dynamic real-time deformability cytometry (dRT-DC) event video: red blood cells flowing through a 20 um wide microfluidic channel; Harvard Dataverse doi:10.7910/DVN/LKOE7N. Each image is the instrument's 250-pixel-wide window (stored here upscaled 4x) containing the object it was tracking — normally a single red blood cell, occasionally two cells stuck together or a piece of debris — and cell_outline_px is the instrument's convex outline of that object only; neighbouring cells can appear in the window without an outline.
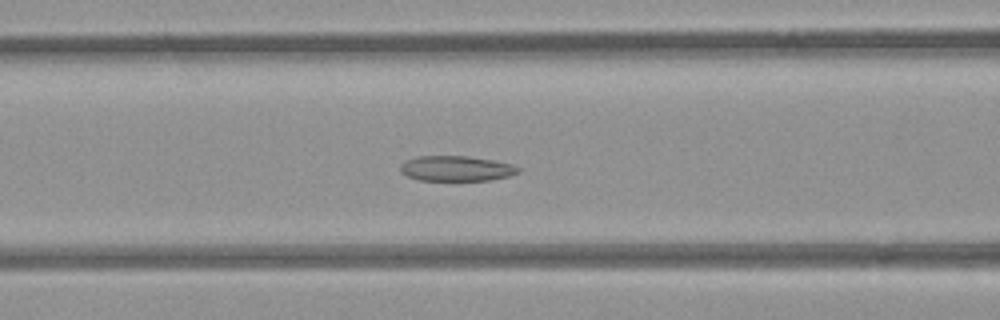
{"species": "common noctule bat (a hibernating species)", "species_latin": "Nyctalus noctula", "temperature_condition": "room temperature", "stored_images_in_passage": 52, "camera_frame_rate_fps": 3000, "um_per_image_px": 0.085, "animal": {"sex": "female", "body_mass_g": 21.9}, "frame": {"image": 1, "passage_image": 21, "time_ms": 6.667, "image_size_px": [1000, 320], "cell_outline_px": [[520, 172], [508, 176], [488, 180], [420, 180], [408, 176], [400, 172], [400, 164], [404, 160], [416, 156], [468, 156], [492, 160], [512, 164], [520, 168]], "centroid_in_image_um": [38.75, 14.31], "position_along_channel_um": 127.9, "area_um2": 17.34}}
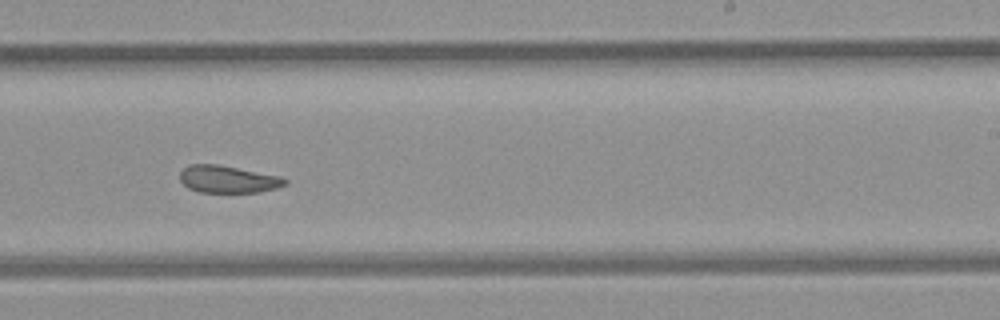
{"frame": {"image": 2, "passage_image": 32, "time_ms": 10.333, "image_size_px": [1000, 320], "cell_outline_px": [[288, 184], [276, 188], [260, 192], [200, 192], [188, 188], [180, 180], [180, 172], [188, 164], [216, 164], [280, 176], [288, 180]], "centroid_in_image_um": [19.38, 15.24], "position_along_channel_um": 269.6, "area_um2": 16.65}}
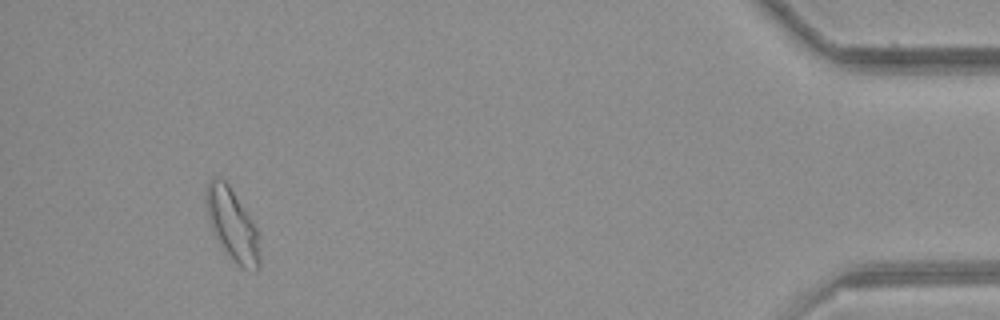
{"frame": {"image": 3, "passage_image": 49, "time_ms": 16.0, "image_size_px": [1000, 320], "cell_outline_px": [[260, 268], [256, 272], [252, 272], [236, 264], [228, 256], [216, 236], [208, 220], [204, 196], [204, 192], [208, 180], [212, 176], [216, 176], [224, 180], [228, 184], [252, 220], [256, 228], [260, 256]], "centroid_in_image_um": [19.72, 19.09], "position_along_channel_um": 415.5, "area_um2": 22.54}, "authors_computed_cell_mechanics": {"area_um2": 19.074, "velocity_mm_per_s": 3.8728, "shape_relaxation_time_tau1_ms": null, "shape_relaxation_time_tau2_ms": 4.3381, "deformation_change_tau1": null, "deformation_change_tau2": 0.1146}}